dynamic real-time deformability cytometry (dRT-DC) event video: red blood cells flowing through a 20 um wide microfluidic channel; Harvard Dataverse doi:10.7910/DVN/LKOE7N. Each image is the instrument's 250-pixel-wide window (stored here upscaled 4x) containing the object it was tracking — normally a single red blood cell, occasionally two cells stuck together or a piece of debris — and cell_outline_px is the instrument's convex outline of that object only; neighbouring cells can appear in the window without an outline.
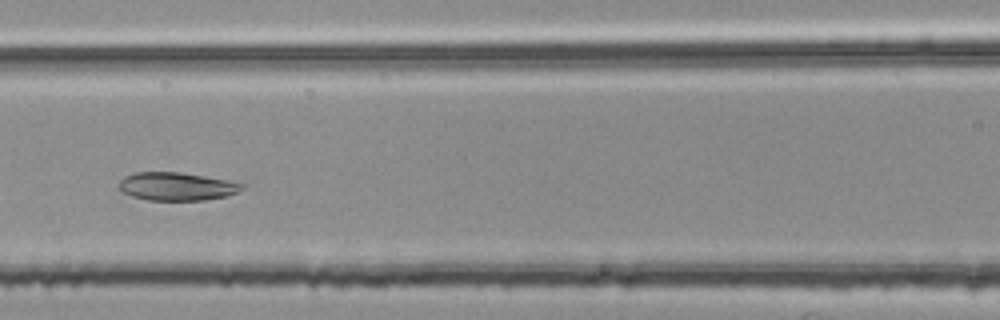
{"species": "common noctule bat (a hibernating species)", "species_latin": "Nyctalus noctula", "temperature_condition": "room temperature", "stored_images_in_passage": 27, "camera_frame_rate_fps": 3000, "um_per_image_px": 0.085, "animal": {"sex": "female", "body_mass_g": 25.1}, "frame": {"image": 1, "passage_image": 8, "time_ms": 2.333, "image_size_px": [1000, 320], "cell_outline_px": [[244, 188], [236, 192], [224, 196], [204, 200], [148, 200], [132, 196], [120, 192], [116, 188], [120, 180], [124, 176], [136, 172], [180, 172], [228, 180], [244, 184]], "centroid_in_image_um": [14.94, 15.84], "position_along_channel_um": 151.7, "area_um2": 20.23}}
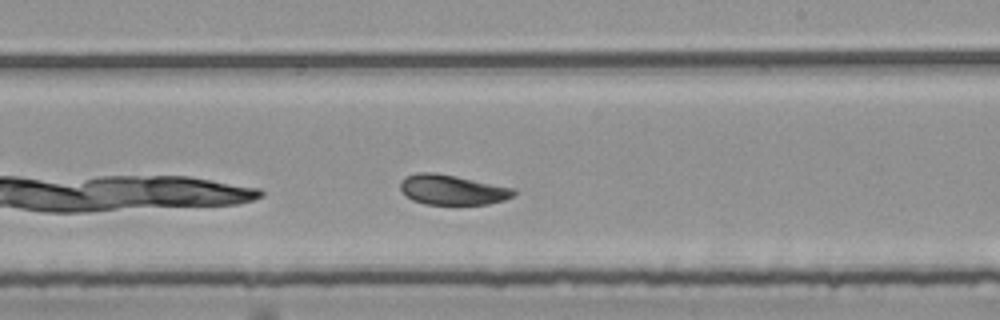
{"frame": {"image": 2, "passage_image": 16, "time_ms": 5.0, "image_size_px": [1000, 320], "cell_outline_px": [[516, 192], [512, 196], [504, 200], [488, 204], [424, 204], [412, 200], [400, 188], [400, 180], [404, 176], [416, 172], [432, 172], [456, 176], [516, 188]], "centroid_in_image_um": [38.44, 16.12], "position_along_channel_um": 250.6, "area_um2": 19.88}}
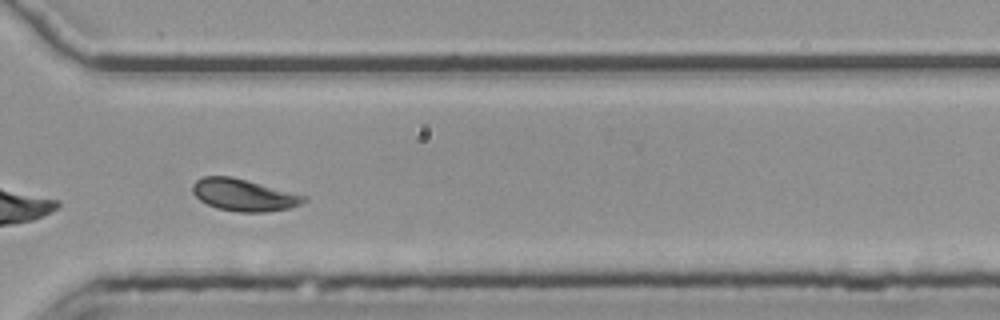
{"frame": {"image": 3, "passage_image": 24, "time_ms": 7.667, "image_size_px": [1000, 320], "cell_outline_px": [[308, 200], [300, 204], [288, 208], [264, 212], [240, 212], [216, 208], [200, 200], [192, 192], [192, 184], [196, 180], [204, 176], [232, 176], [308, 196]], "centroid_in_image_um": [20.72, 16.56], "position_along_channel_um": 349.9, "area_um2": 20.75}, "authors_computed_cell_mechanics": {"area_um2": 20.7502, "velocity_mm_per_s": 3.7248, "shape_relaxation_time_tau1_ms": null, "shape_relaxation_time_tau2_ms": 1.7452, "deformation_change_tau1": null, "deformation_change_tau2": 0.0618}}